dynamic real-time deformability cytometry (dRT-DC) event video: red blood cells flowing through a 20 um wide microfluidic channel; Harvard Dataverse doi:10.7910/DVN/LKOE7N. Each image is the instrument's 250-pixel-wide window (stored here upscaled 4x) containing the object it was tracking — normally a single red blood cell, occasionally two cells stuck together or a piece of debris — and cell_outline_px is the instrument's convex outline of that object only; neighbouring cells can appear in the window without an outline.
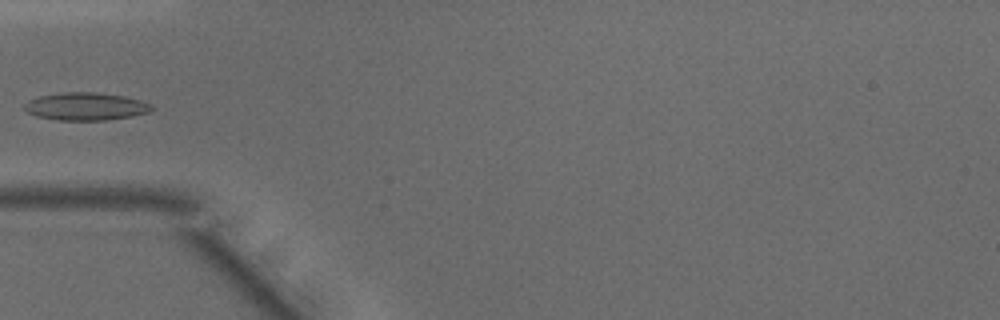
{"species": "common noctule bat (a hibernating species)", "species_latin": "Nyctalus noctula", "temperature_condition": "warm", "stored_images_in_passage": 33, "camera_frame_rate_fps": 3000, "um_per_image_px": 0.085, "animal": {"sex": "male", "body_mass_g": 15.6}, "frame": {"image": 1, "passage_image": 1, "time_ms": 0.0, "image_size_px": [1000, 320], "cell_outline_px": [[156, 108], [152, 112], [132, 116], [104, 120], [56, 120], [36, 116], [28, 112], [24, 108], [24, 104], [28, 100], [40, 96], [64, 92], [96, 92], [124, 96], [140, 100], [152, 104]], "centroid_in_image_um": [7.33, 9.05], "position_along_channel_um": 77.7, "area_um2": 20.69}}
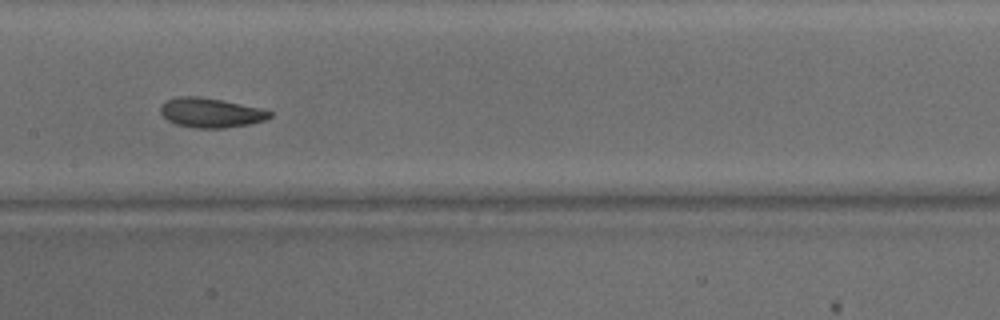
{"frame": {"image": 2, "passage_image": 9, "time_ms": 2.667, "image_size_px": [1000, 320], "cell_outline_px": [[272, 116], [264, 120], [248, 124], [224, 128], [196, 128], [176, 124], [168, 120], [160, 112], [160, 104], [176, 96], [196, 96], [220, 100], [260, 108], [272, 112]], "centroid_in_image_um": [17.88, 9.58], "position_along_channel_um": 189.5, "area_um2": 18.61}}
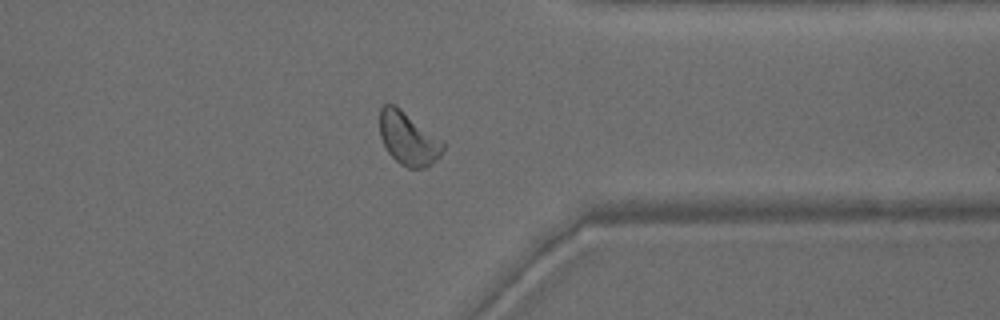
{"frame": {"image": 3, "passage_image": 23, "time_ms": 7.333, "image_size_px": [1000, 320], "cell_outline_px": [[444, 148], [440, 156], [432, 164], [424, 168], [408, 168], [400, 164], [388, 152], [380, 136], [380, 108], [384, 104], [396, 104], [444, 140]], "centroid_in_image_um": [34.73, 11.76], "position_along_channel_um": 376.7, "area_um2": 19.88}}